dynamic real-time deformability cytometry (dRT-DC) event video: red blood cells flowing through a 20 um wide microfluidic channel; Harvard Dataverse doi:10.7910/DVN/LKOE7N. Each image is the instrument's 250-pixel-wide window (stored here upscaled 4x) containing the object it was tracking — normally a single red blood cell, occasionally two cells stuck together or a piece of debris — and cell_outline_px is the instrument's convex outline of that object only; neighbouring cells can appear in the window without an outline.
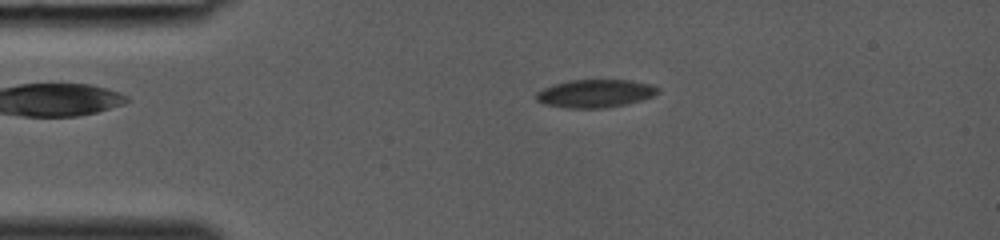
{"species": "common noctule bat (a hibernating species)", "species_latin": "Nyctalus noctula", "temperature_condition": "room temperature", "stored_images_in_passage": 37, "camera_frame_rate_fps": 3000, "um_per_image_px": 0.085, "animal": {"sex": "female", "body_mass_g": 19.0, "forearm_length_mm": 53.3}, "frame": {"image": 1, "passage_image": 7, "time_ms": 2.0, "image_size_px": [1000, 240], "cell_outline_px": [[660, 92], [652, 96], [628, 104], [604, 108], [568, 108], [544, 104], [536, 100], [536, 92], [552, 84], [568, 80], [628, 80], [652, 84], [660, 88]], "centroid_in_image_um": [50.6, 7.94], "position_along_channel_um": 34.4, "area_um2": 20.0}}
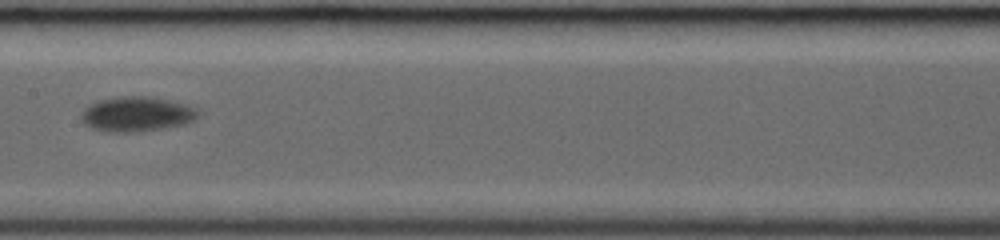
{"frame": {"image": 2, "passage_image": 19, "time_ms": 6.0, "image_size_px": [1000, 240], "cell_outline_px": [[200, 112], [196, 120], [184, 124], [164, 128], [136, 132], [112, 132], [92, 128], [84, 124], [80, 116], [84, 108], [88, 104], [96, 100], [124, 96], [148, 96], [168, 100], [184, 104], [196, 108]], "centroid_in_image_um": [11.61, 9.7], "position_along_channel_um": 195.8, "area_um2": 23.87}}
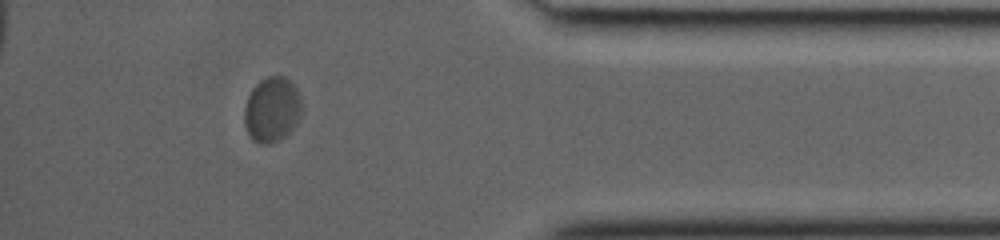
{"frame": {"image": 3, "passage_image": 33, "time_ms": 10.667, "image_size_px": [1000, 240], "cell_outline_px": [[304, 108], [296, 124], [280, 140], [268, 144], [260, 144], [252, 140], [244, 124], [244, 108], [248, 96], [252, 88], [260, 80], [268, 76], [284, 76], [300, 92]], "centroid_in_image_um": [23.13, 9.31], "position_along_channel_um": 412.1, "area_um2": 22.08}}